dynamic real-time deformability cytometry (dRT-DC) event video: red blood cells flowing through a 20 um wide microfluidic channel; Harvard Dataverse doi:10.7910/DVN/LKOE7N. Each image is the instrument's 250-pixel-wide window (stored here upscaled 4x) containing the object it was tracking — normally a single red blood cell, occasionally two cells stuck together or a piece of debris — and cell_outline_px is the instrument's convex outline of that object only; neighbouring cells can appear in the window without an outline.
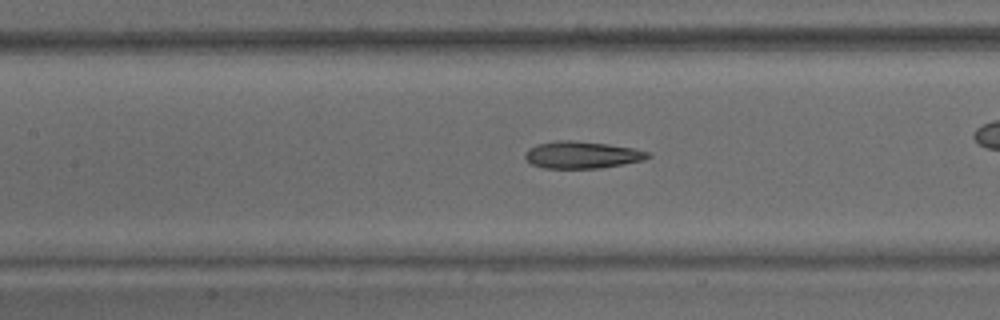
{"species": "common noctule bat (a hibernating species)", "species_latin": "Nyctalus noctula", "temperature_condition": "warm", "stored_images_in_passage": 52, "camera_frame_rate_fps": 3000, "um_per_image_px": 0.085, "animal": {"sex": "male", "body_mass_g": 15.6}, "frame": {"image": 1, "passage_image": 23, "time_ms": 7.333, "image_size_px": [1000, 320], "cell_outline_px": [[652, 156], [644, 160], [600, 168], [544, 168], [532, 164], [524, 156], [524, 152], [528, 148], [536, 144], [556, 140], [568, 140], [608, 144], [632, 148], [648, 152]], "centroid_in_image_um": [49.43, 13.16], "position_along_channel_um": 158.0, "area_um2": 19.31}, "authors_computed_cell_mechanics": {"area_um2": 20.7213, "velocity_mm_per_s": 3.9066, "shape_relaxation_time_tau1_ms": 6.9253, "shape_relaxation_time_tau2_ms": 2.5818, "deformation_change_tau1": 0.2145, "deformation_change_tau2": 0.1145}}